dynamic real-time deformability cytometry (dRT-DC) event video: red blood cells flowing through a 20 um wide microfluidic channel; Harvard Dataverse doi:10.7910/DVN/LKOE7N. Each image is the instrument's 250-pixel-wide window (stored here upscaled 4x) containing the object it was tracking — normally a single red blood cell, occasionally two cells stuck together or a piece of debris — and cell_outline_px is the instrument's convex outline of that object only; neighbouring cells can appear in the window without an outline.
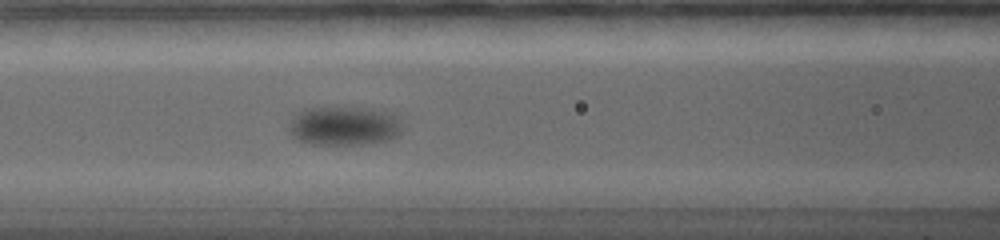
{"species": "common noctule bat (a hibernating species)", "species_latin": "Nyctalus noctula", "temperature_condition": "warm", "stored_images_in_passage": 33, "camera_frame_rate_fps": 5000, "um_per_image_px": 0.085, "animal": {"sex": "female", "body_mass_g": 19.0, "forearm_length_mm": 56.7}, "frame": {"image": 1, "passage_image": 9, "time_ms": 5.2, "image_size_px": [1000, 240], "cell_outline_px": [[400, 132], [396, 136], [388, 140], [372, 144], [312, 144], [296, 140], [288, 132], [292, 112], [308, 108], [372, 108], [396, 112], [400, 124]], "centroid_in_image_um": [29.22, 10.69], "position_along_channel_um": 137.4, "area_um2": 26.3}}
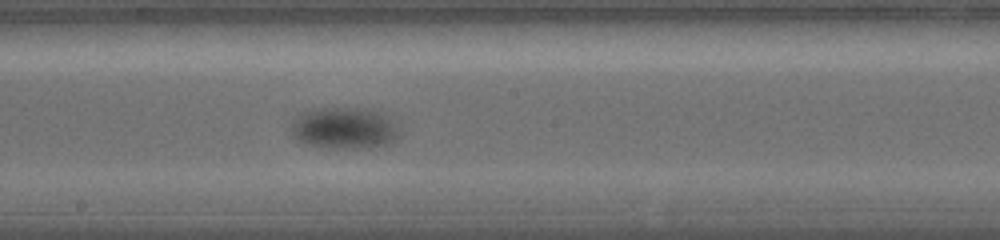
{"frame": {"image": 2, "passage_image": 13, "time_ms": 7.6, "image_size_px": [1000, 240], "cell_outline_px": [[400, 136], [396, 140], [384, 144], [364, 148], [332, 148], [304, 144], [292, 136], [292, 120], [296, 116], [304, 112], [320, 108], [368, 108], [380, 112], [388, 116], [400, 128]], "centroid_in_image_um": [29.29, 10.89], "position_along_channel_um": 218.9, "area_um2": 26.41}}
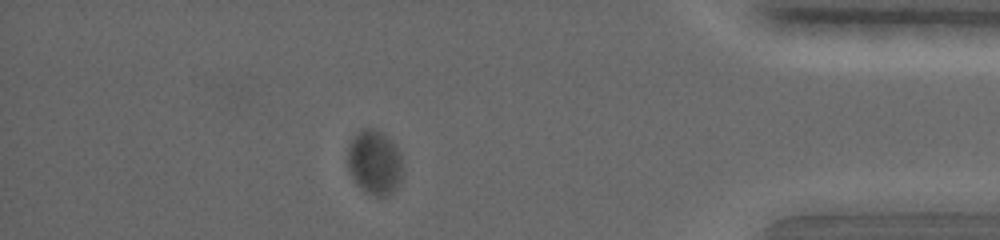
{"frame": {"image": 3, "passage_image": 25, "time_ms": 14.2, "image_size_px": [1000, 240], "cell_outline_px": [[400, 184], [388, 196], [376, 196], [364, 192], [356, 184], [348, 168], [348, 144], [356, 132], [360, 128], [372, 128], [380, 132], [396, 144], [400, 156]], "centroid_in_image_um": [31.8, 13.8], "position_along_channel_um": 403.4, "area_um2": 20.69}, "authors_computed_cell_mechanics": {"area_um2": 24.1604, "velocity_mm_per_s": 3.4135, "shape_relaxation_time_tau1_ms": 3.4454, "shape_relaxation_time_tau2_ms": null, "deformation_change_tau1": 0.1371, "deformation_change_tau2": null}}